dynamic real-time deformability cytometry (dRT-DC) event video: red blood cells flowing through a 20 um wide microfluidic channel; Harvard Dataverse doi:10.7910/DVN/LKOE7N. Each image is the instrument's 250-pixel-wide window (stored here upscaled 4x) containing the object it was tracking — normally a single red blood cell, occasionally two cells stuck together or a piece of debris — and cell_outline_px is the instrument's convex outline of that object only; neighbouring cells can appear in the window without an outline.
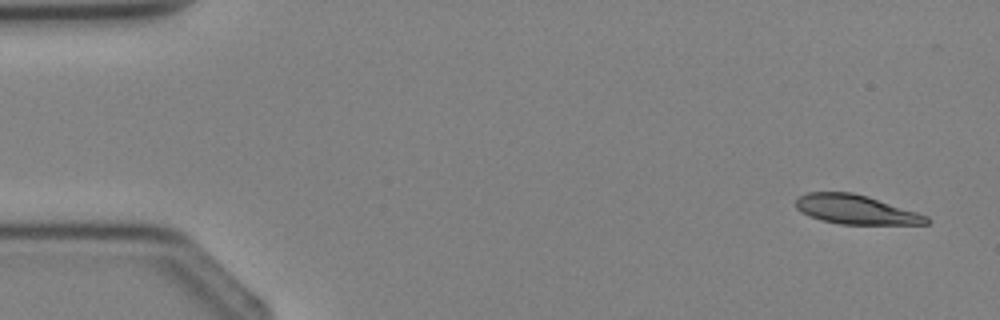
{"species": "Egyptian fruit bat (a non-hibernating species)", "species_latin": "Rousettus aegyptiacus", "temperature_condition": "cold", "stored_images_in_passage": 4, "camera_frame_rate_fps": 3000, "um_per_image_px": 0.085, "animal": {"sex": "female"}, "frame": {"image": 1, "passage_image": 1, "time_ms": 0.0, "image_size_px": [1000, 320], "cell_outline_px": [[932, 220], [928, 224], [840, 224], [820, 220], [808, 216], [800, 212], [796, 208], [796, 200], [800, 196], [808, 192], [852, 192], [868, 196], [928, 216]], "centroid_in_image_um": [72.73, 17.81], "position_along_channel_um": 12.3, "area_um2": 22.25}}
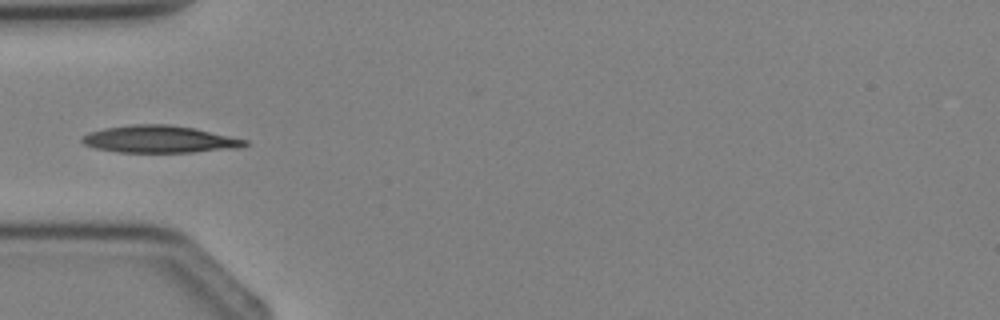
{"frame": {"image": 2, "passage_image": 4, "time_ms": 3.333, "image_size_px": [1000, 320], "cell_outline_px": [[248, 144], [244, 148], [192, 152], [116, 152], [96, 148], [84, 144], [80, 140], [80, 136], [88, 132], [104, 128], [128, 124], [168, 124], [196, 128], [248, 140]], "centroid_in_image_um": [13.57, 11.83], "position_along_channel_um": 71.4, "area_um2": 26.18}}